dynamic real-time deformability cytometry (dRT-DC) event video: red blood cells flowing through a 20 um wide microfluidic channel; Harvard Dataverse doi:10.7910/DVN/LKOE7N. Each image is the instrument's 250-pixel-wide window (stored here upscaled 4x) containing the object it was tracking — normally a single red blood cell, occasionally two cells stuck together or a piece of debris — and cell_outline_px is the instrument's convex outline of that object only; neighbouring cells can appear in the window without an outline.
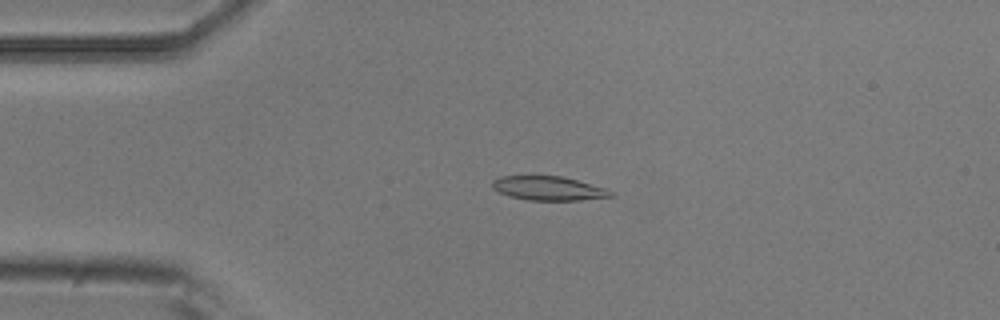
{"species": "common noctule bat (a hibernating species)", "species_latin": "Nyctalus noctula", "temperature_condition": "room temperature", "stored_images_in_passage": 50, "camera_frame_rate_fps": 3000, "um_per_image_px": 0.085, "animal": {"sex": "male", "body_mass_g": 20.5, "forearm_length_mm": 52.5}, "frame": {"image": 1, "passage_image": 11, "time_ms": 3.333, "image_size_px": [1000, 320], "cell_outline_px": [[612, 196], [580, 200], [524, 200], [508, 196], [492, 188], [492, 180], [500, 176], [560, 176], [608, 188], [612, 192]], "centroid_in_image_um": [46.59, 16.01], "position_along_channel_um": 38.4, "area_um2": 16.59}}
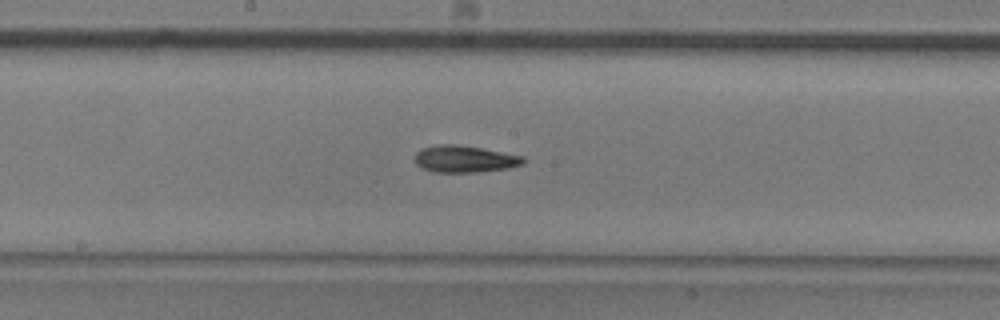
{"frame": {"image": 2, "passage_image": 26, "time_ms": 8.333, "image_size_px": [1000, 320], "cell_outline_px": [[528, 160], [524, 164], [508, 168], [476, 172], [436, 172], [420, 168], [416, 164], [416, 152], [420, 148], [436, 144], [456, 144], [480, 148], [524, 156]], "centroid_in_image_um": [39.5, 13.51], "position_along_channel_um": 208.7, "area_um2": 17.11}}
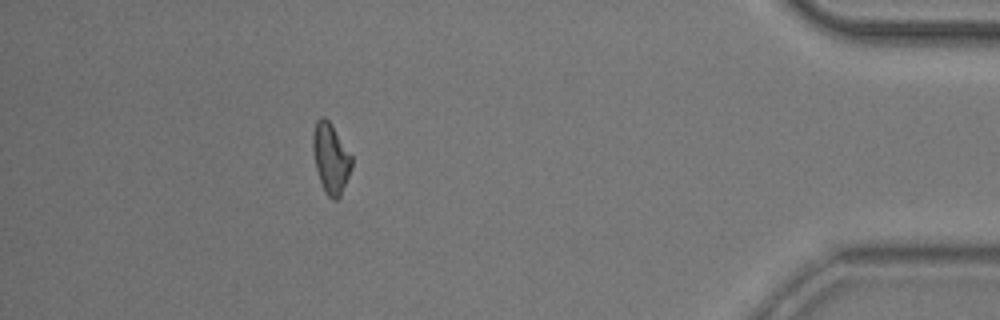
{"frame": {"image": 3, "passage_image": 45, "time_ms": 14.667, "image_size_px": [1000, 320], "cell_outline_px": [[352, 168], [340, 196], [336, 200], [332, 200], [324, 192], [316, 168], [312, 148], [312, 136], [316, 120], [320, 116], [324, 116], [332, 124], [352, 156]], "centroid_in_image_um": [28.11, 13.43], "position_along_channel_um": 407.1, "area_um2": 15.95}, "authors_computed_cell_mechanics": {"area_um2": 16.473, "velocity_mm_per_s": 3.9535, "shape_relaxation_time_tau1_ms": 4.1577, "shape_relaxation_time_tau2_ms": 4.8609, "deformation_change_tau1": 0.155, "deformation_change_tau2": 0.1344}}